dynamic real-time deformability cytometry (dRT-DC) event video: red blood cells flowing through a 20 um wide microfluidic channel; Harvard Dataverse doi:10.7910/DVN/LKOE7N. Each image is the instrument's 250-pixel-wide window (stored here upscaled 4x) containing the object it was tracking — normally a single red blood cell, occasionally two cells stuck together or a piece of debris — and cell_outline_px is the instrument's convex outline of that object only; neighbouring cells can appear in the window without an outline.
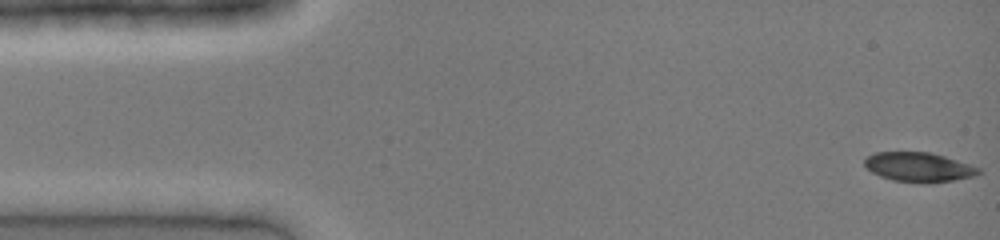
{"species": "common noctule bat (a hibernating species)", "species_latin": "Nyctalus noctula", "temperature_condition": "cold", "stored_images_in_passage": 42, "camera_frame_rate_fps": 3000, "um_per_image_px": 0.085, "animal": {"sex": "female", "body_mass_g": 19.0, "forearm_length_mm": 51.5}, "frame": {"image": 1, "passage_image": 1, "time_ms": 0.0, "image_size_px": [1000, 240], "cell_outline_px": [[984, 172], [976, 176], [956, 180], [932, 184], [928, 184], [892, 180], [880, 176], [872, 172], [864, 164], [864, 160], [868, 156], [876, 152], [928, 152], [944, 156], [980, 168]], "centroid_in_image_um": [78.14, 14.23], "position_along_channel_um": 6.9, "area_um2": 19.77}}
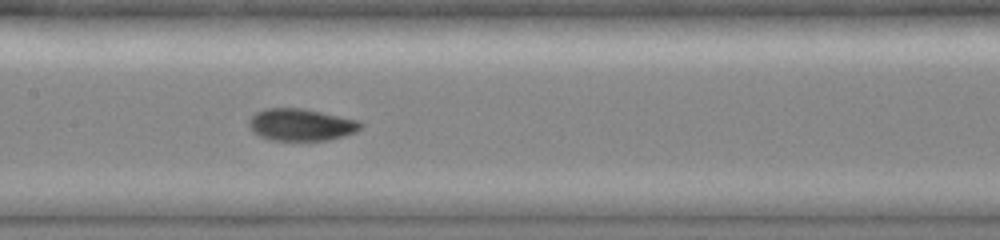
{"frame": {"image": 2, "passage_image": 20, "time_ms": 6.333, "image_size_px": [1000, 240], "cell_outline_px": [[364, 124], [356, 132], [344, 136], [328, 140], [272, 140], [260, 136], [252, 132], [248, 124], [248, 120], [256, 112], [268, 108], [300, 108], [360, 120]], "centroid_in_image_um": [25.59, 10.6], "position_along_channel_um": 181.8, "area_um2": 20.87}}
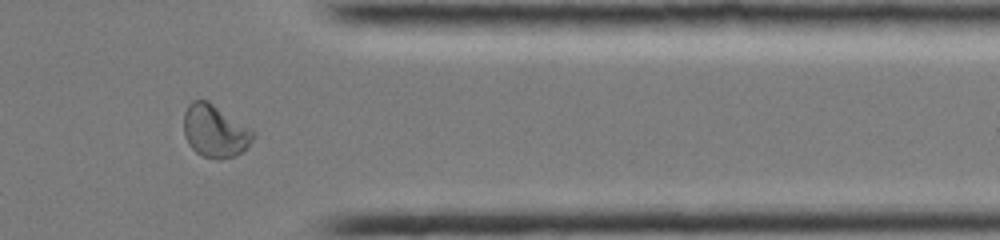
{"frame": {"image": 3, "passage_image": 34, "time_ms": 11.0, "image_size_px": [1000, 240], "cell_outline_px": [[256, 136], [236, 156], [220, 160], [216, 160], [204, 156], [196, 152], [188, 144], [184, 136], [184, 112], [188, 104], [192, 100], [208, 100], [252, 128], [256, 132]], "centroid_in_image_um": [18.27, 11.13], "position_along_channel_um": 393.1, "area_um2": 21.56}}